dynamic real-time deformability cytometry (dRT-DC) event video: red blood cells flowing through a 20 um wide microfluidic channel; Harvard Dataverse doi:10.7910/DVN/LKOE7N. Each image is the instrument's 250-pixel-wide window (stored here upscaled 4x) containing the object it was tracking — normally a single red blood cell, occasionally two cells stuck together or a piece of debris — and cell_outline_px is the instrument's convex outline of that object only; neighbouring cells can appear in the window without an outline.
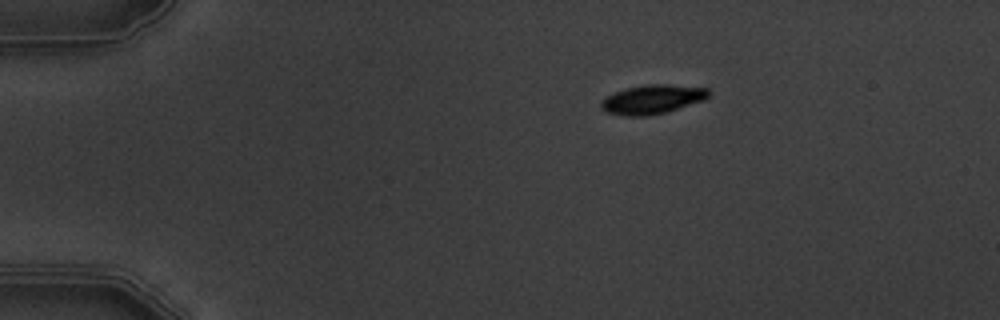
{"species": "common noctule bat (a hibernating species)", "species_latin": "Nyctalus noctula", "temperature_condition": "warm", "stored_images_in_passage": 3, "camera_frame_rate_fps": 3000, "um_per_image_px": 0.085, "animal": {"sex": "male", "body_mass_g": 19.5, "forearm_length_mm": 54.6}, "frame": {"image": 1, "passage_image": 1, "time_ms": 0.0, "image_size_px": [1000, 320], "cell_outline_px": [[712, 92], [704, 100], [664, 112], [648, 116], [628, 116], [608, 112], [600, 108], [600, 104], [608, 96], [616, 92], [628, 88], [644, 84], [668, 84], [708, 88]], "centroid_in_image_um": [55.49, 8.43], "position_along_channel_um": 29.5, "area_um2": 17.98}}